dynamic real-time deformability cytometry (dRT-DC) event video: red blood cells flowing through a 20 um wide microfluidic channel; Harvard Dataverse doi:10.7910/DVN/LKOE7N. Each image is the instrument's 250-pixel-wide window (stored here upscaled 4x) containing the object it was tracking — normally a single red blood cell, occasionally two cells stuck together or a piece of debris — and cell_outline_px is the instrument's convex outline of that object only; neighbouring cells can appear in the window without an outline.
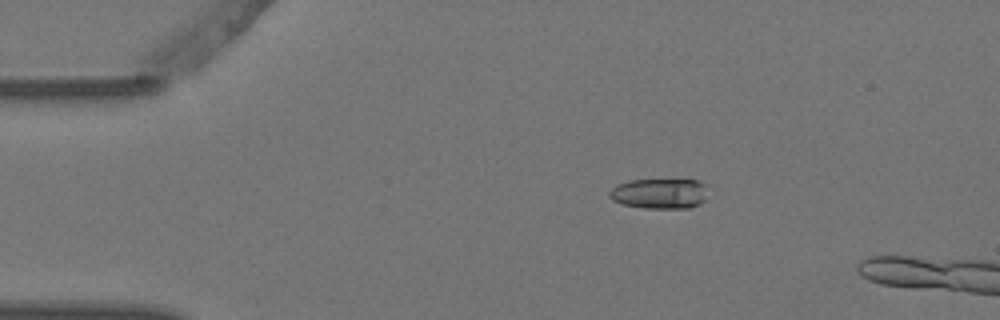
{"species": "Egyptian fruit bat (a non-hibernating species)", "species_latin": "Rousettus aegyptiacus", "temperature_condition": "warm", "stored_images_in_passage": 4, "camera_frame_rate_fps": 3000, "um_per_image_px": 0.085, "animal": {"sex": "female"}, "frame": {"image": 1, "passage_image": 2, "time_ms": 0.333, "image_size_px": [1000, 320], "cell_outline_px": [[708, 184], [704, 200], [700, 204], [692, 208], [644, 208], [620, 204], [612, 200], [608, 196], [608, 192], [616, 184], [628, 180], [696, 180]], "centroid_in_image_um": [56.05, 16.45], "position_along_channel_um": 29.0, "area_um2": 17.69}}